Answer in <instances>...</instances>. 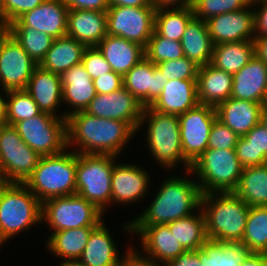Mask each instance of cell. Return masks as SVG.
<instances>
[{
  "instance_id": "obj_1",
  "label": "cell",
  "mask_w": 267,
  "mask_h": 266,
  "mask_svg": "<svg viewBox=\"0 0 267 266\" xmlns=\"http://www.w3.org/2000/svg\"><path fill=\"white\" fill-rule=\"evenodd\" d=\"M187 178L174 175L165 178L149 207L122 226V230L137 235L144 226L166 225L199 210L202 192L196 179L192 181Z\"/></svg>"
},
{
  "instance_id": "obj_2",
  "label": "cell",
  "mask_w": 267,
  "mask_h": 266,
  "mask_svg": "<svg viewBox=\"0 0 267 266\" xmlns=\"http://www.w3.org/2000/svg\"><path fill=\"white\" fill-rule=\"evenodd\" d=\"M67 148L77 146V154L121 155L136 132L126 123L78 111L66 119Z\"/></svg>"
},
{
  "instance_id": "obj_3",
  "label": "cell",
  "mask_w": 267,
  "mask_h": 266,
  "mask_svg": "<svg viewBox=\"0 0 267 266\" xmlns=\"http://www.w3.org/2000/svg\"><path fill=\"white\" fill-rule=\"evenodd\" d=\"M249 208L234 192L202 194L201 209L205 216L208 240L241 243Z\"/></svg>"
},
{
  "instance_id": "obj_4",
  "label": "cell",
  "mask_w": 267,
  "mask_h": 266,
  "mask_svg": "<svg viewBox=\"0 0 267 266\" xmlns=\"http://www.w3.org/2000/svg\"><path fill=\"white\" fill-rule=\"evenodd\" d=\"M76 168L77 153L67 148L57 155L42 156L23 184L41 203L54 197L74 195Z\"/></svg>"
},
{
  "instance_id": "obj_5",
  "label": "cell",
  "mask_w": 267,
  "mask_h": 266,
  "mask_svg": "<svg viewBox=\"0 0 267 266\" xmlns=\"http://www.w3.org/2000/svg\"><path fill=\"white\" fill-rule=\"evenodd\" d=\"M144 123L148 127L147 146L157 164L170 170L182 162L184 169L190 170L192 164L184 157L181 145L179 117L156 112L147 106L143 109L138 131Z\"/></svg>"
},
{
  "instance_id": "obj_6",
  "label": "cell",
  "mask_w": 267,
  "mask_h": 266,
  "mask_svg": "<svg viewBox=\"0 0 267 266\" xmlns=\"http://www.w3.org/2000/svg\"><path fill=\"white\" fill-rule=\"evenodd\" d=\"M243 168L236 149H206L185 174L198 176L196 179L202 194L233 192Z\"/></svg>"
},
{
  "instance_id": "obj_7",
  "label": "cell",
  "mask_w": 267,
  "mask_h": 266,
  "mask_svg": "<svg viewBox=\"0 0 267 266\" xmlns=\"http://www.w3.org/2000/svg\"><path fill=\"white\" fill-rule=\"evenodd\" d=\"M117 158L109 154H77L76 194L103 213L111 205L112 170Z\"/></svg>"
},
{
  "instance_id": "obj_8",
  "label": "cell",
  "mask_w": 267,
  "mask_h": 266,
  "mask_svg": "<svg viewBox=\"0 0 267 266\" xmlns=\"http://www.w3.org/2000/svg\"><path fill=\"white\" fill-rule=\"evenodd\" d=\"M42 222V203L23 184L11 183L0 195V231L6 241Z\"/></svg>"
},
{
  "instance_id": "obj_9",
  "label": "cell",
  "mask_w": 267,
  "mask_h": 266,
  "mask_svg": "<svg viewBox=\"0 0 267 266\" xmlns=\"http://www.w3.org/2000/svg\"><path fill=\"white\" fill-rule=\"evenodd\" d=\"M103 212L78 194L47 199L42 203V221L53 232L85 226H98Z\"/></svg>"
},
{
  "instance_id": "obj_10",
  "label": "cell",
  "mask_w": 267,
  "mask_h": 266,
  "mask_svg": "<svg viewBox=\"0 0 267 266\" xmlns=\"http://www.w3.org/2000/svg\"><path fill=\"white\" fill-rule=\"evenodd\" d=\"M22 141L42 156L57 155L67 148L66 119L42 112L13 125Z\"/></svg>"
},
{
  "instance_id": "obj_11",
  "label": "cell",
  "mask_w": 267,
  "mask_h": 266,
  "mask_svg": "<svg viewBox=\"0 0 267 266\" xmlns=\"http://www.w3.org/2000/svg\"><path fill=\"white\" fill-rule=\"evenodd\" d=\"M155 13V6H109L107 33L138 43L145 48L154 33Z\"/></svg>"
},
{
  "instance_id": "obj_12",
  "label": "cell",
  "mask_w": 267,
  "mask_h": 266,
  "mask_svg": "<svg viewBox=\"0 0 267 266\" xmlns=\"http://www.w3.org/2000/svg\"><path fill=\"white\" fill-rule=\"evenodd\" d=\"M38 64L5 29L0 28L1 90L25 89Z\"/></svg>"
},
{
  "instance_id": "obj_13",
  "label": "cell",
  "mask_w": 267,
  "mask_h": 266,
  "mask_svg": "<svg viewBox=\"0 0 267 266\" xmlns=\"http://www.w3.org/2000/svg\"><path fill=\"white\" fill-rule=\"evenodd\" d=\"M41 156L22 141L16 128H0V160L11 183H24L38 166Z\"/></svg>"
},
{
  "instance_id": "obj_14",
  "label": "cell",
  "mask_w": 267,
  "mask_h": 266,
  "mask_svg": "<svg viewBox=\"0 0 267 266\" xmlns=\"http://www.w3.org/2000/svg\"><path fill=\"white\" fill-rule=\"evenodd\" d=\"M178 117L183 154L193 164L207 149L210 131L217 118L216 110L198 104Z\"/></svg>"
},
{
  "instance_id": "obj_15",
  "label": "cell",
  "mask_w": 267,
  "mask_h": 266,
  "mask_svg": "<svg viewBox=\"0 0 267 266\" xmlns=\"http://www.w3.org/2000/svg\"><path fill=\"white\" fill-rule=\"evenodd\" d=\"M144 106L123 86L109 94L97 93L85 112L89 115L126 122L136 133Z\"/></svg>"
},
{
  "instance_id": "obj_16",
  "label": "cell",
  "mask_w": 267,
  "mask_h": 266,
  "mask_svg": "<svg viewBox=\"0 0 267 266\" xmlns=\"http://www.w3.org/2000/svg\"><path fill=\"white\" fill-rule=\"evenodd\" d=\"M254 7L219 14L206 22L213 45L235 41H251L255 37Z\"/></svg>"
},
{
  "instance_id": "obj_17",
  "label": "cell",
  "mask_w": 267,
  "mask_h": 266,
  "mask_svg": "<svg viewBox=\"0 0 267 266\" xmlns=\"http://www.w3.org/2000/svg\"><path fill=\"white\" fill-rule=\"evenodd\" d=\"M68 7L63 0H44L36 8L24 12L8 26H27L54 39L67 33Z\"/></svg>"
},
{
  "instance_id": "obj_18",
  "label": "cell",
  "mask_w": 267,
  "mask_h": 266,
  "mask_svg": "<svg viewBox=\"0 0 267 266\" xmlns=\"http://www.w3.org/2000/svg\"><path fill=\"white\" fill-rule=\"evenodd\" d=\"M137 234L145 255H141L136 247L133 251L145 261L163 265L186 251L167 225L144 226Z\"/></svg>"
},
{
  "instance_id": "obj_19",
  "label": "cell",
  "mask_w": 267,
  "mask_h": 266,
  "mask_svg": "<svg viewBox=\"0 0 267 266\" xmlns=\"http://www.w3.org/2000/svg\"><path fill=\"white\" fill-rule=\"evenodd\" d=\"M168 82L146 57L123 76V86L144 106H150Z\"/></svg>"
},
{
  "instance_id": "obj_20",
  "label": "cell",
  "mask_w": 267,
  "mask_h": 266,
  "mask_svg": "<svg viewBox=\"0 0 267 266\" xmlns=\"http://www.w3.org/2000/svg\"><path fill=\"white\" fill-rule=\"evenodd\" d=\"M149 180V172L143 167L130 163L115 164L112 170L111 204H136L146 195L151 182Z\"/></svg>"
},
{
  "instance_id": "obj_21",
  "label": "cell",
  "mask_w": 267,
  "mask_h": 266,
  "mask_svg": "<svg viewBox=\"0 0 267 266\" xmlns=\"http://www.w3.org/2000/svg\"><path fill=\"white\" fill-rule=\"evenodd\" d=\"M60 76L63 88L62 102L74 108L60 114L62 118L67 119L72 113L85 111L97 93L93 80L82 63L74 65Z\"/></svg>"
},
{
  "instance_id": "obj_22",
  "label": "cell",
  "mask_w": 267,
  "mask_h": 266,
  "mask_svg": "<svg viewBox=\"0 0 267 266\" xmlns=\"http://www.w3.org/2000/svg\"><path fill=\"white\" fill-rule=\"evenodd\" d=\"M199 104L197 79L168 80L158 98L149 106L152 110L181 115Z\"/></svg>"
},
{
  "instance_id": "obj_23",
  "label": "cell",
  "mask_w": 267,
  "mask_h": 266,
  "mask_svg": "<svg viewBox=\"0 0 267 266\" xmlns=\"http://www.w3.org/2000/svg\"><path fill=\"white\" fill-rule=\"evenodd\" d=\"M267 93V64L254 57L233 74L232 98L261 103Z\"/></svg>"
},
{
  "instance_id": "obj_24",
  "label": "cell",
  "mask_w": 267,
  "mask_h": 266,
  "mask_svg": "<svg viewBox=\"0 0 267 266\" xmlns=\"http://www.w3.org/2000/svg\"><path fill=\"white\" fill-rule=\"evenodd\" d=\"M127 249V252L124 253L125 257L119 256V250L103 220L91 232L78 262L84 266H121L124 258L133 250V247Z\"/></svg>"
},
{
  "instance_id": "obj_25",
  "label": "cell",
  "mask_w": 267,
  "mask_h": 266,
  "mask_svg": "<svg viewBox=\"0 0 267 266\" xmlns=\"http://www.w3.org/2000/svg\"><path fill=\"white\" fill-rule=\"evenodd\" d=\"M107 34V11L68 10L67 36L93 47Z\"/></svg>"
},
{
  "instance_id": "obj_26",
  "label": "cell",
  "mask_w": 267,
  "mask_h": 266,
  "mask_svg": "<svg viewBox=\"0 0 267 266\" xmlns=\"http://www.w3.org/2000/svg\"><path fill=\"white\" fill-rule=\"evenodd\" d=\"M24 90L31 95L42 112L59 117L56 110L63 104L60 74L47 71L38 65Z\"/></svg>"
},
{
  "instance_id": "obj_27",
  "label": "cell",
  "mask_w": 267,
  "mask_h": 266,
  "mask_svg": "<svg viewBox=\"0 0 267 266\" xmlns=\"http://www.w3.org/2000/svg\"><path fill=\"white\" fill-rule=\"evenodd\" d=\"M262 109L261 103L232 97L215 108L217 119L239 137L246 135L255 125L260 123Z\"/></svg>"
},
{
  "instance_id": "obj_28",
  "label": "cell",
  "mask_w": 267,
  "mask_h": 266,
  "mask_svg": "<svg viewBox=\"0 0 267 266\" xmlns=\"http://www.w3.org/2000/svg\"><path fill=\"white\" fill-rule=\"evenodd\" d=\"M233 75L206 64L199 67L197 90L199 104L216 108L228 100L232 93Z\"/></svg>"
},
{
  "instance_id": "obj_29",
  "label": "cell",
  "mask_w": 267,
  "mask_h": 266,
  "mask_svg": "<svg viewBox=\"0 0 267 266\" xmlns=\"http://www.w3.org/2000/svg\"><path fill=\"white\" fill-rule=\"evenodd\" d=\"M112 71L124 76L145 57L144 47L122 37L107 34L97 45Z\"/></svg>"
},
{
  "instance_id": "obj_30",
  "label": "cell",
  "mask_w": 267,
  "mask_h": 266,
  "mask_svg": "<svg viewBox=\"0 0 267 266\" xmlns=\"http://www.w3.org/2000/svg\"><path fill=\"white\" fill-rule=\"evenodd\" d=\"M85 49L84 44L70 36L59 37L53 40L51 48L38 65L47 71L61 75L82 62Z\"/></svg>"
},
{
  "instance_id": "obj_31",
  "label": "cell",
  "mask_w": 267,
  "mask_h": 266,
  "mask_svg": "<svg viewBox=\"0 0 267 266\" xmlns=\"http://www.w3.org/2000/svg\"><path fill=\"white\" fill-rule=\"evenodd\" d=\"M97 226L66 229L51 232L46 243L49 252L65 261H78L89 240L91 232Z\"/></svg>"
},
{
  "instance_id": "obj_32",
  "label": "cell",
  "mask_w": 267,
  "mask_h": 266,
  "mask_svg": "<svg viewBox=\"0 0 267 266\" xmlns=\"http://www.w3.org/2000/svg\"><path fill=\"white\" fill-rule=\"evenodd\" d=\"M181 45L184 55L199 67L211 62L214 45L205 21L194 17L186 26Z\"/></svg>"
},
{
  "instance_id": "obj_33",
  "label": "cell",
  "mask_w": 267,
  "mask_h": 266,
  "mask_svg": "<svg viewBox=\"0 0 267 266\" xmlns=\"http://www.w3.org/2000/svg\"><path fill=\"white\" fill-rule=\"evenodd\" d=\"M254 55L253 40L220 43L213 47L210 64L233 75L244 67Z\"/></svg>"
},
{
  "instance_id": "obj_34",
  "label": "cell",
  "mask_w": 267,
  "mask_h": 266,
  "mask_svg": "<svg viewBox=\"0 0 267 266\" xmlns=\"http://www.w3.org/2000/svg\"><path fill=\"white\" fill-rule=\"evenodd\" d=\"M233 192L250 207L267 206V163L244 167Z\"/></svg>"
},
{
  "instance_id": "obj_35",
  "label": "cell",
  "mask_w": 267,
  "mask_h": 266,
  "mask_svg": "<svg viewBox=\"0 0 267 266\" xmlns=\"http://www.w3.org/2000/svg\"><path fill=\"white\" fill-rule=\"evenodd\" d=\"M237 158L243 167L266 164L267 129L258 123L236 144Z\"/></svg>"
},
{
  "instance_id": "obj_36",
  "label": "cell",
  "mask_w": 267,
  "mask_h": 266,
  "mask_svg": "<svg viewBox=\"0 0 267 266\" xmlns=\"http://www.w3.org/2000/svg\"><path fill=\"white\" fill-rule=\"evenodd\" d=\"M166 225L185 250L199 249L208 241L205 216L201 208L196 215L193 213L188 217L172 221Z\"/></svg>"
},
{
  "instance_id": "obj_37",
  "label": "cell",
  "mask_w": 267,
  "mask_h": 266,
  "mask_svg": "<svg viewBox=\"0 0 267 266\" xmlns=\"http://www.w3.org/2000/svg\"><path fill=\"white\" fill-rule=\"evenodd\" d=\"M201 266H239L247 251L242 243H223L208 240L195 250Z\"/></svg>"
},
{
  "instance_id": "obj_38",
  "label": "cell",
  "mask_w": 267,
  "mask_h": 266,
  "mask_svg": "<svg viewBox=\"0 0 267 266\" xmlns=\"http://www.w3.org/2000/svg\"><path fill=\"white\" fill-rule=\"evenodd\" d=\"M157 8L154 30L162 37L181 42L186 26L194 18L190 6Z\"/></svg>"
},
{
  "instance_id": "obj_39",
  "label": "cell",
  "mask_w": 267,
  "mask_h": 266,
  "mask_svg": "<svg viewBox=\"0 0 267 266\" xmlns=\"http://www.w3.org/2000/svg\"><path fill=\"white\" fill-rule=\"evenodd\" d=\"M241 243L247 253L267 254V206L249 208Z\"/></svg>"
},
{
  "instance_id": "obj_40",
  "label": "cell",
  "mask_w": 267,
  "mask_h": 266,
  "mask_svg": "<svg viewBox=\"0 0 267 266\" xmlns=\"http://www.w3.org/2000/svg\"><path fill=\"white\" fill-rule=\"evenodd\" d=\"M5 29L37 64L42 61L54 40L51 36L27 26H6Z\"/></svg>"
},
{
  "instance_id": "obj_41",
  "label": "cell",
  "mask_w": 267,
  "mask_h": 266,
  "mask_svg": "<svg viewBox=\"0 0 267 266\" xmlns=\"http://www.w3.org/2000/svg\"><path fill=\"white\" fill-rule=\"evenodd\" d=\"M7 97L6 120L7 124L14 125L16 122L26 120L42 113L31 95L24 89L7 90L3 93Z\"/></svg>"
},
{
  "instance_id": "obj_42",
  "label": "cell",
  "mask_w": 267,
  "mask_h": 266,
  "mask_svg": "<svg viewBox=\"0 0 267 266\" xmlns=\"http://www.w3.org/2000/svg\"><path fill=\"white\" fill-rule=\"evenodd\" d=\"M144 52L145 57L154 64L185 56L181 42L162 37L155 30L148 40Z\"/></svg>"
},
{
  "instance_id": "obj_43",
  "label": "cell",
  "mask_w": 267,
  "mask_h": 266,
  "mask_svg": "<svg viewBox=\"0 0 267 266\" xmlns=\"http://www.w3.org/2000/svg\"><path fill=\"white\" fill-rule=\"evenodd\" d=\"M249 0H192L194 17L203 21L229 12L239 11L250 5Z\"/></svg>"
},
{
  "instance_id": "obj_44",
  "label": "cell",
  "mask_w": 267,
  "mask_h": 266,
  "mask_svg": "<svg viewBox=\"0 0 267 266\" xmlns=\"http://www.w3.org/2000/svg\"><path fill=\"white\" fill-rule=\"evenodd\" d=\"M167 80L197 79L199 66L186 56L155 64Z\"/></svg>"
},
{
  "instance_id": "obj_45",
  "label": "cell",
  "mask_w": 267,
  "mask_h": 266,
  "mask_svg": "<svg viewBox=\"0 0 267 266\" xmlns=\"http://www.w3.org/2000/svg\"><path fill=\"white\" fill-rule=\"evenodd\" d=\"M44 0H1L0 28H5L24 12L39 6Z\"/></svg>"
},
{
  "instance_id": "obj_46",
  "label": "cell",
  "mask_w": 267,
  "mask_h": 266,
  "mask_svg": "<svg viewBox=\"0 0 267 266\" xmlns=\"http://www.w3.org/2000/svg\"><path fill=\"white\" fill-rule=\"evenodd\" d=\"M238 139L239 136L234 131L216 118L210 131L207 149H235Z\"/></svg>"
},
{
  "instance_id": "obj_47",
  "label": "cell",
  "mask_w": 267,
  "mask_h": 266,
  "mask_svg": "<svg viewBox=\"0 0 267 266\" xmlns=\"http://www.w3.org/2000/svg\"><path fill=\"white\" fill-rule=\"evenodd\" d=\"M92 80L111 72V66L97 46L86 47L82 62Z\"/></svg>"
},
{
  "instance_id": "obj_48",
  "label": "cell",
  "mask_w": 267,
  "mask_h": 266,
  "mask_svg": "<svg viewBox=\"0 0 267 266\" xmlns=\"http://www.w3.org/2000/svg\"><path fill=\"white\" fill-rule=\"evenodd\" d=\"M96 93L109 94L123 87V76L114 71L93 80Z\"/></svg>"
},
{
  "instance_id": "obj_49",
  "label": "cell",
  "mask_w": 267,
  "mask_h": 266,
  "mask_svg": "<svg viewBox=\"0 0 267 266\" xmlns=\"http://www.w3.org/2000/svg\"><path fill=\"white\" fill-rule=\"evenodd\" d=\"M68 10H96L107 11L108 0H63Z\"/></svg>"
},
{
  "instance_id": "obj_50",
  "label": "cell",
  "mask_w": 267,
  "mask_h": 266,
  "mask_svg": "<svg viewBox=\"0 0 267 266\" xmlns=\"http://www.w3.org/2000/svg\"><path fill=\"white\" fill-rule=\"evenodd\" d=\"M262 4L254 10L255 37L267 36V0L259 1L255 4ZM261 7V8H260Z\"/></svg>"
},
{
  "instance_id": "obj_51",
  "label": "cell",
  "mask_w": 267,
  "mask_h": 266,
  "mask_svg": "<svg viewBox=\"0 0 267 266\" xmlns=\"http://www.w3.org/2000/svg\"><path fill=\"white\" fill-rule=\"evenodd\" d=\"M161 266H201V261L195 250H186L177 258L167 261Z\"/></svg>"
},
{
  "instance_id": "obj_52",
  "label": "cell",
  "mask_w": 267,
  "mask_h": 266,
  "mask_svg": "<svg viewBox=\"0 0 267 266\" xmlns=\"http://www.w3.org/2000/svg\"><path fill=\"white\" fill-rule=\"evenodd\" d=\"M239 266H267V254L246 253Z\"/></svg>"
},
{
  "instance_id": "obj_53",
  "label": "cell",
  "mask_w": 267,
  "mask_h": 266,
  "mask_svg": "<svg viewBox=\"0 0 267 266\" xmlns=\"http://www.w3.org/2000/svg\"><path fill=\"white\" fill-rule=\"evenodd\" d=\"M254 53L267 64V36L254 37Z\"/></svg>"
},
{
  "instance_id": "obj_54",
  "label": "cell",
  "mask_w": 267,
  "mask_h": 266,
  "mask_svg": "<svg viewBox=\"0 0 267 266\" xmlns=\"http://www.w3.org/2000/svg\"><path fill=\"white\" fill-rule=\"evenodd\" d=\"M121 266H161L141 259L133 250L124 258Z\"/></svg>"
},
{
  "instance_id": "obj_55",
  "label": "cell",
  "mask_w": 267,
  "mask_h": 266,
  "mask_svg": "<svg viewBox=\"0 0 267 266\" xmlns=\"http://www.w3.org/2000/svg\"><path fill=\"white\" fill-rule=\"evenodd\" d=\"M155 8L186 7L192 4V0H152Z\"/></svg>"
},
{
  "instance_id": "obj_56",
  "label": "cell",
  "mask_w": 267,
  "mask_h": 266,
  "mask_svg": "<svg viewBox=\"0 0 267 266\" xmlns=\"http://www.w3.org/2000/svg\"><path fill=\"white\" fill-rule=\"evenodd\" d=\"M109 6L145 7L154 6L152 0H108Z\"/></svg>"
},
{
  "instance_id": "obj_57",
  "label": "cell",
  "mask_w": 267,
  "mask_h": 266,
  "mask_svg": "<svg viewBox=\"0 0 267 266\" xmlns=\"http://www.w3.org/2000/svg\"><path fill=\"white\" fill-rule=\"evenodd\" d=\"M10 184L11 182L6 175L3 164L0 160V195Z\"/></svg>"
},
{
  "instance_id": "obj_58",
  "label": "cell",
  "mask_w": 267,
  "mask_h": 266,
  "mask_svg": "<svg viewBox=\"0 0 267 266\" xmlns=\"http://www.w3.org/2000/svg\"><path fill=\"white\" fill-rule=\"evenodd\" d=\"M7 124L5 99L0 94V128Z\"/></svg>"
},
{
  "instance_id": "obj_59",
  "label": "cell",
  "mask_w": 267,
  "mask_h": 266,
  "mask_svg": "<svg viewBox=\"0 0 267 266\" xmlns=\"http://www.w3.org/2000/svg\"><path fill=\"white\" fill-rule=\"evenodd\" d=\"M260 123L267 129V108L263 107Z\"/></svg>"
},
{
  "instance_id": "obj_60",
  "label": "cell",
  "mask_w": 267,
  "mask_h": 266,
  "mask_svg": "<svg viewBox=\"0 0 267 266\" xmlns=\"http://www.w3.org/2000/svg\"><path fill=\"white\" fill-rule=\"evenodd\" d=\"M61 265L59 266H84L82 264H80L78 261H65V262H61Z\"/></svg>"
},
{
  "instance_id": "obj_61",
  "label": "cell",
  "mask_w": 267,
  "mask_h": 266,
  "mask_svg": "<svg viewBox=\"0 0 267 266\" xmlns=\"http://www.w3.org/2000/svg\"><path fill=\"white\" fill-rule=\"evenodd\" d=\"M263 107L267 108V93H266L265 100L263 102Z\"/></svg>"
},
{
  "instance_id": "obj_62",
  "label": "cell",
  "mask_w": 267,
  "mask_h": 266,
  "mask_svg": "<svg viewBox=\"0 0 267 266\" xmlns=\"http://www.w3.org/2000/svg\"><path fill=\"white\" fill-rule=\"evenodd\" d=\"M249 1H250L251 4H255V3L259 2V1H262V0H249Z\"/></svg>"
},
{
  "instance_id": "obj_63",
  "label": "cell",
  "mask_w": 267,
  "mask_h": 266,
  "mask_svg": "<svg viewBox=\"0 0 267 266\" xmlns=\"http://www.w3.org/2000/svg\"><path fill=\"white\" fill-rule=\"evenodd\" d=\"M6 240H0V246L3 245V243L5 244Z\"/></svg>"
},
{
  "instance_id": "obj_64",
  "label": "cell",
  "mask_w": 267,
  "mask_h": 266,
  "mask_svg": "<svg viewBox=\"0 0 267 266\" xmlns=\"http://www.w3.org/2000/svg\"><path fill=\"white\" fill-rule=\"evenodd\" d=\"M0 240H5L3 235L1 234V231H0Z\"/></svg>"
}]
</instances>
